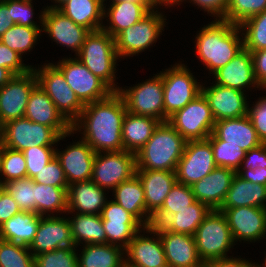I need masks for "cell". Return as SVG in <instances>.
<instances>
[{"mask_svg": "<svg viewBox=\"0 0 266 267\" xmlns=\"http://www.w3.org/2000/svg\"><path fill=\"white\" fill-rule=\"evenodd\" d=\"M126 112L122 96L112 92L103 100L86 104L80 117L72 124V131L84 130L81 139L96 153L122 151V123Z\"/></svg>", "mask_w": 266, "mask_h": 267, "instance_id": "cell-1", "label": "cell"}, {"mask_svg": "<svg viewBox=\"0 0 266 267\" xmlns=\"http://www.w3.org/2000/svg\"><path fill=\"white\" fill-rule=\"evenodd\" d=\"M241 32L240 26L214 20L196 35L195 52L211 74L228 64L244 48Z\"/></svg>", "mask_w": 266, "mask_h": 267, "instance_id": "cell-2", "label": "cell"}, {"mask_svg": "<svg viewBox=\"0 0 266 267\" xmlns=\"http://www.w3.org/2000/svg\"><path fill=\"white\" fill-rule=\"evenodd\" d=\"M186 140L167 122H160L136 153V169L176 171Z\"/></svg>", "mask_w": 266, "mask_h": 267, "instance_id": "cell-3", "label": "cell"}, {"mask_svg": "<svg viewBox=\"0 0 266 267\" xmlns=\"http://www.w3.org/2000/svg\"><path fill=\"white\" fill-rule=\"evenodd\" d=\"M75 56H78L77 59L113 92H118L120 87H117L114 81L119 56L115 47V39L111 35L102 29L90 32L80 52Z\"/></svg>", "mask_w": 266, "mask_h": 267, "instance_id": "cell-4", "label": "cell"}, {"mask_svg": "<svg viewBox=\"0 0 266 267\" xmlns=\"http://www.w3.org/2000/svg\"><path fill=\"white\" fill-rule=\"evenodd\" d=\"M194 237L203 263L228 258V251L235 245L227 219L219 210L209 212L197 227Z\"/></svg>", "mask_w": 266, "mask_h": 267, "instance_id": "cell-5", "label": "cell"}, {"mask_svg": "<svg viewBox=\"0 0 266 267\" xmlns=\"http://www.w3.org/2000/svg\"><path fill=\"white\" fill-rule=\"evenodd\" d=\"M60 136L52 127L32 122L26 117L10 120L0 128V140L4 147L23 151L34 146H53L65 137Z\"/></svg>", "mask_w": 266, "mask_h": 267, "instance_id": "cell-6", "label": "cell"}, {"mask_svg": "<svg viewBox=\"0 0 266 267\" xmlns=\"http://www.w3.org/2000/svg\"><path fill=\"white\" fill-rule=\"evenodd\" d=\"M32 68L37 76L38 85L72 125L80 117L85 105L67 84L63 73L53 63H45L38 69Z\"/></svg>", "mask_w": 266, "mask_h": 267, "instance_id": "cell-7", "label": "cell"}, {"mask_svg": "<svg viewBox=\"0 0 266 267\" xmlns=\"http://www.w3.org/2000/svg\"><path fill=\"white\" fill-rule=\"evenodd\" d=\"M182 63L161 72L164 91V122L201 93V84Z\"/></svg>", "mask_w": 266, "mask_h": 267, "instance_id": "cell-8", "label": "cell"}, {"mask_svg": "<svg viewBox=\"0 0 266 267\" xmlns=\"http://www.w3.org/2000/svg\"><path fill=\"white\" fill-rule=\"evenodd\" d=\"M157 9L158 6L153 8L138 23L124 29L114 38L119 58L136 56L157 41L164 26H166L165 20H167Z\"/></svg>", "mask_w": 266, "mask_h": 267, "instance_id": "cell-9", "label": "cell"}, {"mask_svg": "<svg viewBox=\"0 0 266 267\" xmlns=\"http://www.w3.org/2000/svg\"><path fill=\"white\" fill-rule=\"evenodd\" d=\"M167 122L186 140H205L214 130L215 119L204 95L200 93Z\"/></svg>", "mask_w": 266, "mask_h": 267, "instance_id": "cell-10", "label": "cell"}, {"mask_svg": "<svg viewBox=\"0 0 266 267\" xmlns=\"http://www.w3.org/2000/svg\"><path fill=\"white\" fill-rule=\"evenodd\" d=\"M118 93L125 102L127 112L164 122V91L160 73L129 89L120 87Z\"/></svg>", "mask_w": 266, "mask_h": 267, "instance_id": "cell-11", "label": "cell"}, {"mask_svg": "<svg viewBox=\"0 0 266 267\" xmlns=\"http://www.w3.org/2000/svg\"><path fill=\"white\" fill-rule=\"evenodd\" d=\"M135 174L136 154L125 150L98 152L93 161L91 180L105 190H113Z\"/></svg>", "mask_w": 266, "mask_h": 267, "instance_id": "cell-12", "label": "cell"}, {"mask_svg": "<svg viewBox=\"0 0 266 267\" xmlns=\"http://www.w3.org/2000/svg\"><path fill=\"white\" fill-rule=\"evenodd\" d=\"M59 61L54 65L63 73L67 84L84 105L103 100L113 92L77 58Z\"/></svg>", "mask_w": 266, "mask_h": 267, "instance_id": "cell-13", "label": "cell"}, {"mask_svg": "<svg viewBox=\"0 0 266 267\" xmlns=\"http://www.w3.org/2000/svg\"><path fill=\"white\" fill-rule=\"evenodd\" d=\"M216 167L211 143L207 139L189 140L175 171L177 182L192 186Z\"/></svg>", "mask_w": 266, "mask_h": 267, "instance_id": "cell-14", "label": "cell"}, {"mask_svg": "<svg viewBox=\"0 0 266 267\" xmlns=\"http://www.w3.org/2000/svg\"><path fill=\"white\" fill-rule=\"evenodd\" d=\"M37 84L32 68L25 74L15 75L0 87V128L10 120L24 117L29 96Z\"/></svg>", "mask_w": 266, "mask_h": 267, "instance_id": "cell-15", "label": "cell"}, {"mask_svg": "<svg viewBox=\"0 0 266 267\" xmlns=\"http://www.w3.org/2000/svg\"><path fill=\"white\" fill-rule=\"evenodd\" d=\"M40 14L42 32L45 31L57 45L66 46L77 55L90 31L74 23L57 8L47 6Z\"/></svg>", "mask_w": 266, "mask_h": 267, "instance_id": "cell-16", "label": "cell"}, {"mask_svg": "<svg viewBox=\"0 0 266 267\" xmlns=\"http://www.w3.org/2000/svg\"><path fill=\"white\" fill-rule=\"evenodd\" d=\"M107 243L125 249L145 226L114 200L106 202L101 212Z\"/></svg>", "mask_w": 266, "mask_h": 267, "instance_id": "cell-17", "label": "cell"}, {"mask_svg": "<svg viewBox=\"0 0 266 267\" xmlns=\"http://www.w3.org/2000/svg\"><path fill=\"white\" fill-rule=\"evenodd\" d=\"M235 242H256L266 237V208L241 206L222 212Z\"/></svg>", "mask_w": 266, "mask_h": 267, "instance_id": "cell-18", "label": "cell"}, {"mask_svg": "<svg viewBox=\"0 0 266 267\" xmlns=\"http://www.w3.org/2000/svg\"><path fill=\"white\" fill-rule=\"evenodd\" d=\"M61 247H76L69 220L61 216H41L33 242L29 246L33 256Z\"/></svg>", "mask_w": 266, "mask_h": 267, "instance_id": "cell-19", "label": "cell"}, {"mask_svg": "<svg viewBox=\"0 0 266 267\" xmlns=\"http://www.w3.org/2000/svg\"><path fill=\"white\" fill-rule=\"evenodd\" d=\"M146 230V232H145ZM144 233L154 234L155 237L143 236L138 231L125 248L126 267H161L166 262V256L160 235L151 225L143 228Z\"/></svg>", "mask_w": 266, "mask_h": 267, "instance_id": "cell-20", "label": "cell"}, {"mask_svg": "<svg viewBox=\"0 0 266 267\" xmlns=\"http://www.w3.org/2000/svg\"><path fill=\"white\" fill-rule=\"evenodd\" d=\"M244 92L215 83L207 88L201 85V93L206 98L215 121L248 115L249 105Z\"/></svg>", "mask_w": 266, "mask_h": 267, "instance_id": "cell-21", "label": "cell"}, {"mask_svg": "<svg viewBox=\"0 0 266 267\" xmlns=\"http://www.w3.org/2000/svg\"><path fill=\"white\" fill-rule=\"evenodd\" d=\"M159 233L163 244L166 262L171 267H202L195 237L185 233H175L152 225Z\"/></svg>", "mask_w": 266, "mask_h": 267, "instance_id": "cell-22", "label": "cell"}, {"mask_svg": "<svg viewBox=\"0 0 266 267\" xmlns=\"http://www.w3.org/2000/svg\"><path fill=\"white\" fill-rule=\"evenodd\" d=\"M80 140L70 144L64 151L55 150V156L63 168L68 185L92 178L96 152L87 142Z\"/></svg>", "mask_w": 266, "mask_h": 267, "instance_id": "cell-23", "label": "cell"}, {"mask_svg": "<svg viewBox=\"0 0 266 267\" xmlns=\"http://www.w3.org/2000/svg\"><path fill=\"white\" fill-rule=\"evenodd\" d=\"M235 175V170L217 166L191 186L195 200L206 204L211 210H219Z\"/></svg>", "mask_w": 266, "mask_h": 267, "instance_id": "cell-24", "label": "cell"}, {"mask_svg": "<svg viewBox=\"0 0 266 267\" xmlns=\"http://www.w3.org/2000/svg\"><path fill=\"white\" fill-rule=\"evenodd\" d=\"M24 117L48 127H52L60 136L72 131V125L57 110L52 100L37 84L28 99Z\"/></svg>", "mask_w": 266, "mask_h": 267, "instance_id": "cell-25", "label": "cell"}, {"mask_svg": "<svg viewBox=\"0 0 266 267\" xmlns=\"http://www.w3.org/2000/svg\"><path fill=\"white\" fill-rule=\"evenodd\" d=\"M155 7L154 1L111 2L109 8L104 6L103 17H109V26L103 24L102 30L115 38L124 29L138 23Z\"/></svg>", "mask_w": 266, "mask_h": 267, "instance_id": "cell-26", "label": "cell"}, {"mask_svg": "<svg viewBox=\"0 0 266 267\" xmlns=\"http://www.w3.org/2000/svg\"><path fill=\"white\" fill-rule=\"evenodd\" d=\"M215 84L240 91L251 87L262 89L256 81L251 52L243 48L228 64L214 72ZM244 88V89H243Z\"/></svg>", "mask_w": 266, "mask_h": 267, "instance_id": "cell-27", "label": "cell"}, {"mask_svg": "<svg viewBox=\"0 0 266 267\" xmlns=\"http://www.w3.org/2000/svg\"><path fill=\"white\" fill-rule=\"evenodd\" d=\"M143 184L146 211L152 217L163 205L167 194L177 182L175 171L136 169Z\"/></svg>", "mask_w": 266, "mask_h": 267, "instance_id": "cell-28", "label": "cell"}, {"mask_svg": "<svg viewBox=\"0 0 266 267\" xmlns=\"http://www.w3.org/2000/svg\"><path fill=\"white\" fill-rule=\"evenodd\" d=\"M105 189L92 180L75 182L69 185L67 191L68 213L101 214L107 202Z\"/></svg>", "mask_w": 266, "mask_h": 267, "instance_id": "cell-29", "label": "cell"}, {"mask_svg": "<svg viewBox=\"0 0 266 267\" xmlns=\"http://www.w3.org/2000/svg\"><path fill=\"white\" fill-rule=\"evenodd\" d=\"M213 133L225 144L239 146L245 152L262 144L248 115L216 121Z\"/></svg>", "mask_w": 266, "mask_h": 267, "instance_id": "cell-30", "label": "cell"}, {"mask_svg": "<svg viewBox=\"0 0 266 267\" xmlns=\"http://www.w3.org/2000/svg\"><path fill=\"white\" fill-rule=\"evenodd\" d=\"M114 201L134 215L145 227L151 226L152 217L146 211L145 194L141 180L135 174L113 189Z\"/></svg>", "mask_w": 266, "mask_h": 267, "instance_id": "cell-31", "label": "cell"}, {"mask_svg": "<svg viewBox=\"0 0 266 267\" xmlns=\"http://www.w3.org/2000/svg\"><path fill=\"white\" fill-rule=\"evenodd\" d=\"M105 0H65L57 9L90 32L102 29Z\"/></svg>", "mask_w": 266, "mask_h": 267, "instance_id": "cell-32", "label": "cell"}, {"mask_svg": "<svg viewBox=\"0 0 266 267\" xmlns=\"http://www.w3.org/2000/svg\"><path fill=\"white\" fill-rule=\"evenodd\" d=\"M160 121L149 116L126 112L122 123L124 150L136 154L151 138Z\"/></svg>", "mask_w": 266, "mask_h": 267, "instance_id": "cell-33", "label": "cell"}, {"mask_svg": "<svg viewBox=\"0 0 266 267\" xmlns=\"http://www.w3.org/2000/svg\"><path fill=\"white\" fill-rule=\"evenodd\" d=\"M241 206L266 208V186L245 181L236 174L219 211Z\"/></svg>", "mask_w": 266, "mask_h": 267, "instance_id": "cell-34", "label": "cell"}, {"mask_svg": "<svg viewBox=\"0 0 266 267\" xmlns=\"http://www.w3.org/2000/svg\"><path fill=\"white\" fill-rule=\"evenodd\" d=\"M41 216L21 211L0 225V239L30 246L37 232Z\"/></svg>", "mask_w": 266, "mask_h": 267, "instance_id": "cell-35", "label": "cell"}, {"mask_svg": "<svg viewBox=\"0 0 266 267\" xmlns=\"http://www.w3.org/2000/svg\"><path fill=\"white\" fill-rule=\"evenodd\" d=\"M125 249L112 244H86L77 255L78 267H126ZM123 256V257H122Z\"/></svg>", "mask_w": 266, "mask_h": 267, "instance_id": "cell-36", "label": "cell"}, {"mask_svg": "<svg viewBox=\"0 0 266 267\" xmlns=\"http://www.w3.org/2000/svg\"><path fill=\"white\" fill-rule=\"evenodd\" d=\"M68 220L71 225L72 237L76 248L80 243L83 245V242L85 244L107 243L101 214L76 213L73 218L68 217Z\"/></svg>", "mask_w": 266, "mask_h": 267, "instance_id": "cell-37", "label": "cell"}, {"mask_svg": "<svg viewBox=\"0 0 266 267\" xmlns=\"http://www.w3.org/2000/svg\"><path fill=\"white\" fill-rule=\"evenodd\" d=\"M211 209L199 201L176 214H170L160 226L171 232L195 235L197 227L203 222Z\"/></svg>", "mask_w": 266, "mask_h": 267, "instance_id": "cell-38", "label": "cell"}, {"mask_svg": "<svg viewBox=\"0 0 266 267\" xmlns=\"http://www.w3.org/2000/svg\"><path fill=\"white\" fill-rule=\"evenodd\" d=\"M68 188L54 187L35 182V213L40 216L68 211ZM53 212V213H51Z\"/></svg>", "mask_w": 266, "mask_h": 267, "instance_id": "cell-39", "label": "cell"}, {"mask_svg": "<svg viewBox=\"0 0 266 267\" xmlns=\"http://www.w3.org/2000/svg\"><path fill=\"white\" fill-rule=\"evenodd\" d=\"M191 186L176 182L167 194L162 207L152 216L151 225H160L170 214H176L194 203Z\"/></svg>", "mask_w": 266, "mask_h": 267, "instance_id": "cell-40", "label": "cell"}, {"mask_svg": "<svg viewBox=\"0 0 266 267\" xmlns=\"http://www.w3.org/2000/svg\"><path fill=\"white\" fill-rule=\"evenodd\" d=\"M42 28L14 24L1 37L0 42L16 51L21 57L30 52L41 36Z\"/></svg>", "mask_w": 266, "mask_h": 267, "instance_id": "cell-41", "label": "cell"}, {"mask_svg": "<svg viewBox=\"0 0 266 267\" xmlns=\"http://www.w3.org/2000/svg\"><path fill=\"white\" fill-rule=\"evenodd\" d=\"M243 33L244 48L249 51L266 49V10L239 25ZM245 31V33H244Z\"/></svg>", "mask_w": 266, "mask_h": 267, "instance_id": "cell-42", "label": "cell"}, {"mask_svg": "<svg viewBox=\"0 0 266 267\" xmlns=\"http://www.w3.org/2000/svg\"><path fill=\"white\" fill-rule=\"evenodd\" d=\"M207 140L211 143L213 156L217 166L237 171L245 157V151L239 146L225 144L214 133Z\"/></svg>", "mask_w": 266, "mask_h": 267, "instance_id": "cell-43", "label": "cell"}, {"mask_svg": "<svg viewBox=\"0 0 266 267\" xmlns=\"http://www.w3.org/2000/svg\"><path fill=\"white\" fill-rule=\"evenodd\" d=\"M4 190L17 202L21 211L35 212V182L29 177L3 183Z\"/></svg>", "mask_w": 266, "mask_h": 267, "instance_id": "cell-44", "label": "cell"}, {"mask_svg": "<svg viewBox=\"0 0 266 267\" xmlns=\"http://www.w3.org/2000/svg\"><path fill=\"white\" fill-rule=\"evenodd\" d=\"M29 247L0 239V267H34Z\"/></svg>", "mask_w": 266, "mask_h": 267, "instance_id": "cell-45", "label": "cell"}, {"mask_svg": "<svg viewBox=\"0 0 266 267\" xmlns=\"http://www.w3.org/2000/svg\"><path fill=\"white\" fill-rule=\"evenodd\" d=\"M264 10H266V0H229L223 20L239 26Z\"/></svg>", "mask_w": 266, "mask_h": 267, "instance_id": "cell-46", "label": "cell"}, {"mask_svg": "<svg viewBox=\"0 0 266 267\" xmlns=\"http://www.w3.org/2000/svg\"><path fill=\"white\" fill-rule=\"evenodd\" d=\"M1 174L5 177L1 184L27 177L26 159L22 151L3 146Z\"/></svg>", "mask_w": 266, "mask_h": 267, "instance_id": "cell-47", "label": "cell"}, {"mask_svg": "<svg viewBox=\"0 0 266 267\" xmlns=\"http://www.w3.org/2000/svg\"><path fill=\"white\" fill-rule=\"evenodd\" d=\"M75 247H61L34 257V267H78Z\"/></svg>", "mask_w": 266, "mask_h": 267, "instance_id": "cell-48", "label": "cell"}, {"mask_svg": "<svg viewBox=\"0 0 266 267\" xmlns=\"http://www.w3.org/2000/svg\"><path fill=\"white\" fill-rule=\"evenodd\" d=\"M53 146H34L22 151L26 159L27 177L33 178L48 162L55 157Z\"/></svg>", "mask_w": 266, "mask_h": 267, "instance_id": "cell-49", "label": "cell"}, {"mask_svg": "<svg viewBox=\"0 0 266 267\" xmlns=\"http://www.w3.org/2000/svg\"><path fill=\"white\" fill-rule=\"evenodd\" d=\"M32 179L34 182L54 187H69L63 168L56 156L53 157Z\"/></svg>", "mask_w": 266, "mask_h": 267, "instance_id": "cell-50", "label": "cell"}, {"mask_svg": "<svg viewBox=\"0 0 266 267\" xmlns=\"http://www.w3.org/2000/svg\"><path fill=\"white\" fill-rule=\"evenodd\" d=\"M32 0H8V11L14 24L27 27H40L33 21Z\"/></svg>", "mask_w": 266, "mask_h": 267, "instance_id": "cell-51", "label": "cell"}, {"mask_svg": "<svg viewBox=\"0 0 266 267\" xmlns=\"http://www.w3.org/2000/svg\"><path fill=\"white\" fill-rule=\"evenodd\" d=\"M0 67L7 68L15 75L25 74L32 69L31 65H25L22 57L14 50L0 42Z\"/></svg>", "mask_w": 266, "mask_h": 267, "instance_id": "cell-52", "label": "cell"}, {"mask_svg": "<svg viewBox=\"0 0 266 267\" xmlns=\"http://www.w3.org/2000/svg\"><path fill=\"white\" fill-rule=\"evenodd\" d=\"M252 107H248V117L259 140L266 143V97H260Z\"/></svg>", "mask_w": 266, "mask_h": 267, "instance_id": "cell-53", "label": "cell"}, {"mask_svg": "<svg viewBox=\"0 0 266 267\" xmlns=\"http://www.w3.org/2000/svg\"><path fill=\"white\" fill-rule=\"evenodd\" d=\"M186 1L182 0L181 2ZM194 5L198 6L204 12L207 11V14L215 16V20H223L226 16V11L228 9L229 0H189Z\"/></svg>", "mask_w": 266, "mask_h": 267, "instance_id": "cell-54", "label": "cell"}, {"mask_svg": "<svg viewBox=\"0 0 266 267\" xmlns=\"http://www.w3.org/2000/svg\"><path fill=\"white\" fill-rule=\"evenodd\" d=\"M257 167H266V143L247 151L239 169L254 170Z\"/></svg>", "mask_w": 266, "mask_h": 267, "instance_id": "cell-55", "label": "cell"}, {"mask_svg": "<svg viewBox=\"0 0 266 267\" xmlns=\"http://www.w3.org/2000/svg\"><path fill=\"white\" fill-rule=\"evenodd\" d=\"M250 52L256 81L262 90L266 89V49Z\"/></svg>", "mask_w": 266, "mask_h": 267, "instance_id": "cell-56", "label": "cell"}, {"mask_svg": "<svg viewBox=\"0 0 266 267\" xmlns=\"http://www.w3.org/2000/svg\"><path fill=\"white\" fill-rule=\"evenodd\" d=\"M19 212L17 202L3 189L0 193V225Z\"/></svg>", "mask_w": 266, "mask_h": 267, "instance_id": "cell-57", "label": "cell"}, {"mask_svg": "<svg viewBox=\"0 0 266 267\" xmlns=\"http://www.w3.org/2000/svg\"><path fill=\"white\" fill-rule=\"evenodd\" d=\"M202 267H261L255 263L249 262L246 259L234 258L232 256L224 259L211 260L203 263Z\"/></svg>", "mask_w": 266, "mask_h": 267, "instance_id": "cell-58", "label": "cell"}, {"mask_svg": "<svg viewBox=\"0 0 266 267\" xmlns=\"http://www.w3.org/2000/svg\"><path fill=\"white\" fill-rule=\"evenodd\" d=\"M236 174L245 181L266 186V167L251 169H238Z\"/></svg>", "mask_w": 266, "mask_h": 267, "instance_id": "cell-59", "label": "cell"}, {"mask_svg": "<svg viewBox=\"0 0 266 267\" xmlns=\"http://www.w3.org/2000/svg\"><path fill=\"white\" fill-rule=\"evenodd\" d=\"M14 25L8 11V0H0V37Z\"/></svg>", "mask_w": 266, "mask_h": 267, "instance_id": "cell-60", "label": "cell"}, {"mask_svg": "<svg viewBox=\"0 0 266 267\" xmlns=\"http://www.w3.org/2000/svg\"><path fill=\"white\" fill-rule=\"evenodd\" d=\"M15 74L7 68L0 67V87L8 83Z\"/></svg>", "mask_w": 266, "mask_h": 267, "instance_id": "cell-61", "label": "cell"}, {"mask_svg": "<svg viewBox=\"0 0 266 267\" xmlns=\"http://www.w3.org/2000/svg\"><path fill=\"white\" fill-rule=\"evenodd\" d=\"M182 0H160V7L161 6H174L176 5H180L179 3H181ZM164 4V5H163Z\"/></svg>", "mask_w": 266, "mask_h": 267, "instance_id": "cell-62", "label": "cell"}, {"mask_svg": "<svg viewBox=\"0 0 266 267\" xmlns=\"http://www.w3.org/2000/svg\"><path fill=\"white\" fill-rule=\"evenodd\" d=\"M52 1L55 2V5H51L50 7L58 8L65 0H52Z\"/></svg>", "mask_w": 266, "mask_h": 267, "instance_id": "cell-63", "label": "cell"}, {"mask_svg": "<svg viewBox=\"0 0 266 267\" xmlns=\"http://www.w3.org/2000/svg\"><path fill=\"white\" fill-rule=\"evenodd\" d=\"M2 151H3V144L0 140V174H1ZM0 181H1V179H0Z\"/></svg>", "mask_w": 266, "mask_h": 267, "instance_id": "cell-64", "label": "cell"}, {"mask_svg": "<svg viewBox=\"0 0 266 267\" xmlns=\"http://www.w3.org/2000/svg\"><path fill=\"white\" fill-rule=\"evenodd\" d=\"M122 1H153V0H112V2H122Z\"/></svg>", "mask_w": 266, "mask_h": 267, "instance_id": "cell-65", "label": "cell"}, {"mask_svg": "<svg viewBox=\"0 0 266 267\" xmlns=\"http://www.w3.org/2000/svg\"><path fill=\"white\" fill-rule=\"evenodd\" d=\"M156 6H160V0H153Z\"/></svg>", "mask_w": 266, "mask_h": 267, "instance_id": "cell-66", "label": "cell"}, {"mask_svg": "<svg viewBox=\"0 0 266 267\" xmlns=\"http://www.w3.org/2000/svg\"><path fill=\"white\" fill-rule=\"evenodd\" d=\"M4 189L3 184L0 183V193Z\"/></svg>", "mask_w": 266, "mask_h": 267, "instance_id": "cell-67", "label": "cell"}, {"mask_svg": "<svg viewBox=\"0 0 266 267\" xmlns=\"http://www.w3.org/2000/svg\"><path fill=\"white\" fill-rule=\"evenodd\" d=\"M161 267H171V266L167 263V264H165V265H163Z\"/></svg>", "mask_w": 266, "mask_h": 267, "instance_id": "cell-68", "label": "cell"}, {"mask_svg": "<svg viewBox=\"0 0 266 267\" xmlns=\"http://www.w3.org/2000/svg\"><path fill=\"white\" fill-rule=\"evenodd\" d=\"M263 266L262 267H266V257H265V263L262 264Z\"/></svg>", "mask_w": 266, "mask_h": 267, "instance_id": "cell-69", "label": "cell"}]
</instances>
